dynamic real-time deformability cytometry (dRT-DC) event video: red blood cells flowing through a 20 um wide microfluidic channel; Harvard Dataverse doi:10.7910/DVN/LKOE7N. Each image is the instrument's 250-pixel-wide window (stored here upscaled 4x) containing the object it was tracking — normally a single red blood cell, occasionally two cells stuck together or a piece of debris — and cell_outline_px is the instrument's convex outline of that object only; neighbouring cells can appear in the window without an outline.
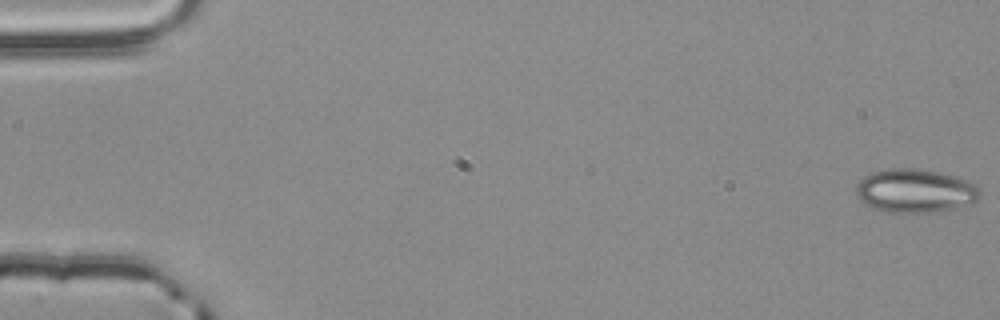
{"species": "common noctule bat (a hibernating species)", "species_latin": "Nyctalus noctula", "temperature_condition": "room temperature", "stored_images_in_passage": 55, "camera_frame_rate_fps": 3000, "um_per_image_px": 0.085, "animal": {"sex": "male", "body_mass_g": 20.4}, "frame": {"image": 1, "passage_image": 1, "time_ms": 0.0, "image_size_px": [1000, 320], "cell_outline_px": [[980, 196], [972, 204], [928, 212], [888, 212], [864, 204], [860, 200], [856, 192], [856, 184], [864, 176], [872, 172], [888, 168], [920, 168], [952, 176], [964, 180], [980, 188]], "centroid_in_image_um": [77.74, 16.21], "position_along_channel_um": 7.3, "area_um2": 31.1}}
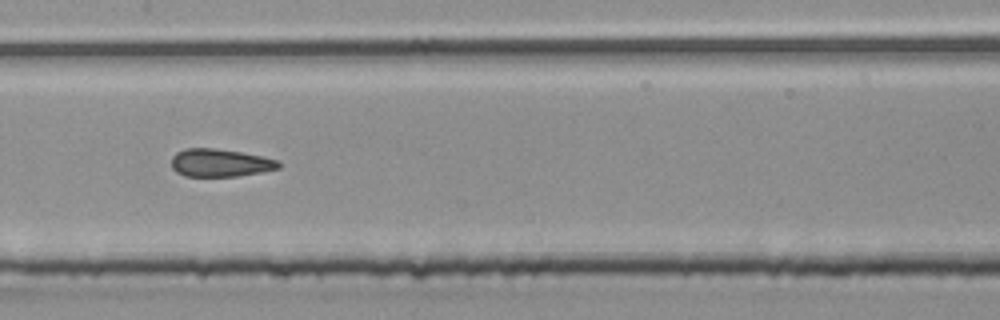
{"frame": {"image": 2, "passage_image": 28, "time_ms": 9.0, "image_size_px": [1000, 320], "cell_outline_px": [[280, 168], [264, 172], [240, 176], [184, 176], [176, 172], [172, 168], [172, 156], [176, 152], [184, 148], [216, 148], [264, 156], [280, 160]], "centroid_in_image_um": [18.74, 13.84], "position_along_channel_um": 188.7, "area_um2": 17.69}}
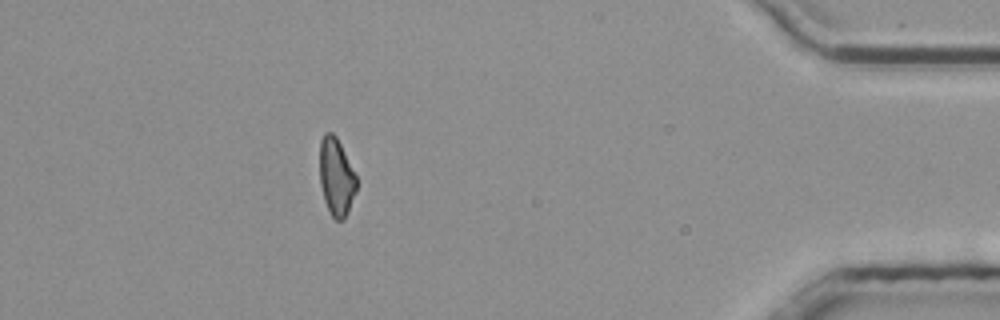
{"frame": {"image": 3, "passage_image": 49, "time_ms": 16.0, "image_size_px": [1000, 320], "cell_outline_px": [[356, 192], [348, 212], [344, 220], [336, 220], [332, 216], [324, 200], [320, 184], [320, 140], [324, 132], [332, 132], [336, 136], [356, 176]], "centroid_in_image_um": [28.57, 15.04], "position_along_channel_um": 406.6, "area_um2": 16.53}, "authors_computed_cell_mechanics": {"area_um2": 18.0914, "velocity_mm_per_s": 3.873, "shape_relaxation_time_tau1_ms": 5.3768, "shape_relaxation_time_tau2_ms": 1.448, "deformation_change_tau1": 0.1187, "deformation_change_tau2": 0.1077}}